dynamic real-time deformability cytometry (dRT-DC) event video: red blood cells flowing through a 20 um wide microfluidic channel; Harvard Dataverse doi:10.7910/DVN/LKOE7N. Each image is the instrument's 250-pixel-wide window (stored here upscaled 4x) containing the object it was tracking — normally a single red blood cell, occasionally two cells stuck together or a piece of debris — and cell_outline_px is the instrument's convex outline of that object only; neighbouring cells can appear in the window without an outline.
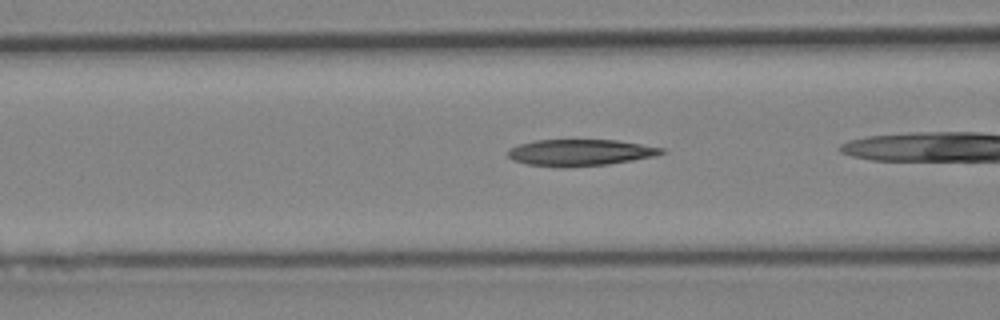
{"species": "Egyptian fruit bat (a non-hibernating species)", "species_latin": "Rousettus aegyptiacus", "temperature_condition": "cold", "stored_images_in_passage": 30, "camera_frame_rate_fps": 3000, "um_per_image_px": 0.085, "animal": {"sex": "female"}, "frame": {"image": 1, "passage_image": 12, "time_ms": 3.667, "image_size_px": [1000, 320], "cell_outline_px": [[668, 152], [656, 156], [608, 164], [528, 164], [512, 160], [508, 156], [508, 148], [520, 144], [536, 140], [616, 140], [664, 148]], "centroid_in_image_um": [49.38, 12.92], "position_along_channel_um": 117.2, "area_um2": 22.66}}
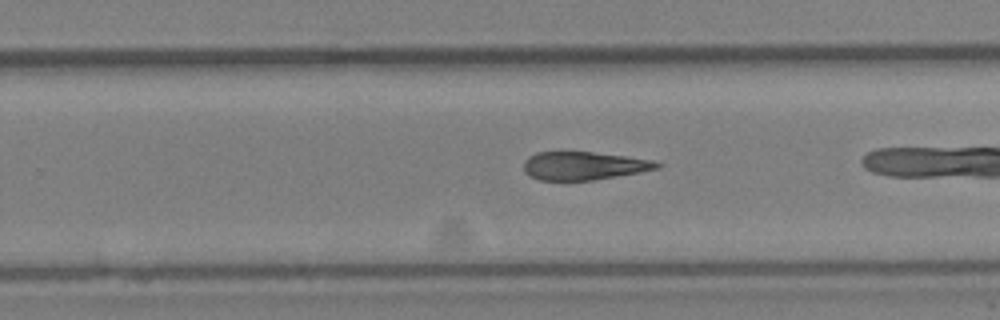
{"frame": {"image": 2, "passage_image": 23, "time_ms": 7.333, "image_size_px": [1000, 320], "cell_outline_px": [[664, 164], [660, 168], [640, 172], [592, 180], [540, 180], [528, 176], [524, 172], [524, 160], [528, 156], [536, 152], [592, 152], [624, 156], [652, 160]], "centroid_in_image_um": [49.6, 14.09], "position_along_channel_um": 280.2, "area_um2": 21.91}}
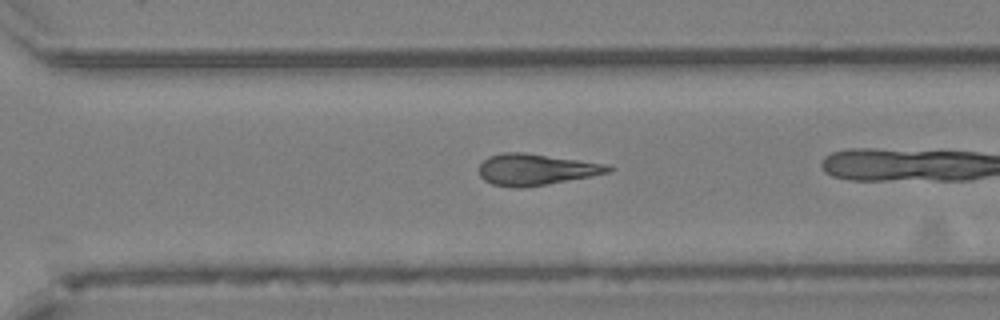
{"frame": {"image": 3, "passage_image": 26, "time_ms": 8.333, "image_size_px": [1000, 320], "cell_outline_px": [[616, 168], [612, 172], [592, 176], [548, 184], [520, 188], [512, 188], [492, 184], [484, 180], [480, 176], [480, 164], [488, 156], [504, 152], [524, 152], [608, 164]], "centroid_in_image_um": [45.59, 14.41], "position_along_channel_um": 325.0, "area_um2": 23.81}}